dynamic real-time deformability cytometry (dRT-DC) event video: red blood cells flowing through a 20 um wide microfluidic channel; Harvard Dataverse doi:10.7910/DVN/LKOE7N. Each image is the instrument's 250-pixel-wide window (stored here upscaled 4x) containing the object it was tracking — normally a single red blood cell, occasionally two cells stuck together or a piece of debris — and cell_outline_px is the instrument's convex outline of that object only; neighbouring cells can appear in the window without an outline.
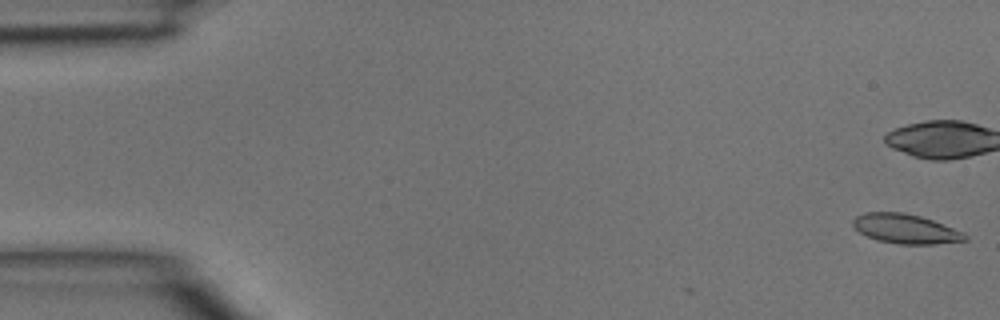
{"species": "common noctule bat (a hibernating species)", "species_latin": "Nyctalus noctula", "temperature_condition": "room temperature", "stored_images_in_passage": 4, "camera_frame_rate_fps": 3000, "um_per_image_px": 0.085, "animal": {"sex": "male", "body_mass_g": 15.6}, "frame": {"image": 1, "passage_image": 1, "time_ms": 0.0, "image_size_px": [1000, 320], "cell_outline_px": [[968, 240], [936, 244], [900, 244], [876, 240], [860, 232], [852, 224], [852, 220], [856, 216], [864, 212], [904, 212], [920, 216], [932, 220], [964, 232], [968, 236]], "centroid_in_image_um": [76.98, 19.45], "position_along_channel_um": 8.0, "area_um2": 19.25}}